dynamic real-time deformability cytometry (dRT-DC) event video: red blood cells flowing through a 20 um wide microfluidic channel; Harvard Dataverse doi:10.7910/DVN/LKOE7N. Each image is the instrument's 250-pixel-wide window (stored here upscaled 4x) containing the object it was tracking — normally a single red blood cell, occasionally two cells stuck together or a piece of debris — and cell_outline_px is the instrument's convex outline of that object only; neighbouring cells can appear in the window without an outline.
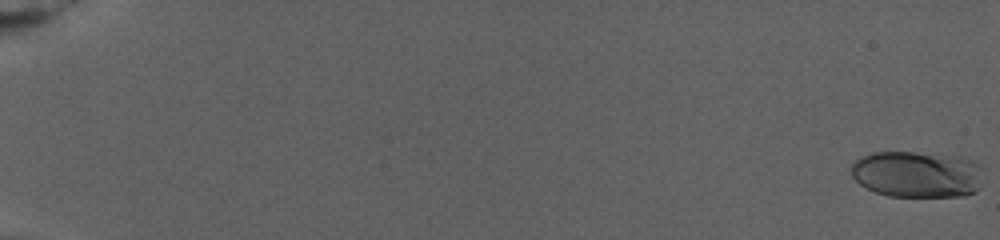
{"species": "human", "species_latin": "Homo sapiens", "temperature_condition": "warm", "stored_images_in_passage": 21, "camera_frame_rate_fps": 3000, "um_per_image_px": 0.085, "donor": {"sex": "female"}, "frame": {"image": 1, "passage_image": 1, "time_ms": 0.0, "image_size_px": [1000, 240], "cell_outline_px": [[980, 188], [972, 192], [960, 196], [888, 196], [876, 192], [860, 184], [852, 176], [852, 164], [856, 160], [864, 156], [876, 152], [912, 152], [968, 160], [976, 164], [980, 168]], "centroid_in_image_um": [77.89, 14.84], "position_along_channel_um": 7.1, "area_um2": 34.74}}
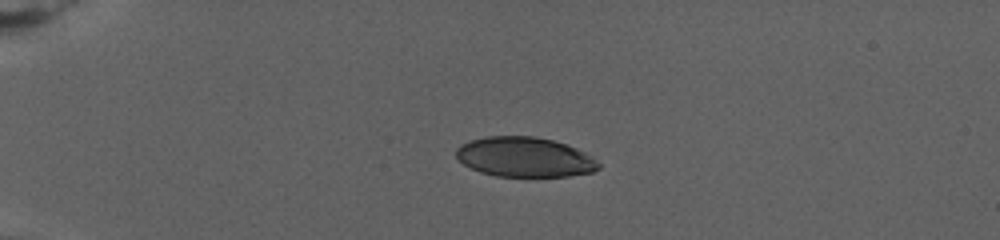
{"frame": {"image": 2, "passage_image": 16, "time_ms": 7.0, "image_size_px": [1000, 240], "cell_outline_px": [[600, 168], [592, 172], [568, 176], [496, 176], [480, 172], [464, 164], [456, 156], [456, 148], [460, 144], [472, 140], [488, 136], [532, 136], [552, 140], [576, 148], [584, 152], [600, 164]], "centroid_in_image_um": [44.58, 13.35], "position_along_channel_um": 40.4, "area_um2": 32.77}}
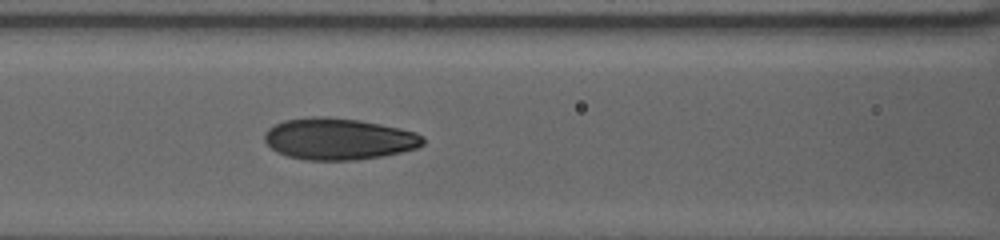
{"frame": {"image": 3, "passage_image": 21, "time_ms": 12.667, "image_size_px": [1000, 240], "cell_outline_px": [[424, 144], [416, 148], [384, 156], [356, 160], [304, 160], [288, 156], [276, 152], [264, 140], [264, 132], [268, 128], [284, 120], [320, 116], [356, 120], [380, 124], [400, 128], [416, 132], [424, 136]], "centroid_in_image_um": [28.79, 11.82], "position_along_channel_um": 137.8, "area_um2": 38.32}}